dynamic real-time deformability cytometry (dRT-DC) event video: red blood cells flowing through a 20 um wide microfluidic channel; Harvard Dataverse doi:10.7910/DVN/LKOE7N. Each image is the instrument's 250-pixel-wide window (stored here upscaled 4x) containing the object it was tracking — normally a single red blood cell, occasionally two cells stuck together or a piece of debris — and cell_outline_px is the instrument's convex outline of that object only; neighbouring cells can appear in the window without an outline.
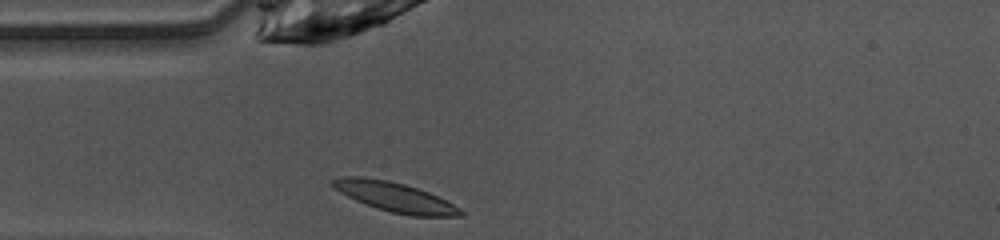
{"species": "common noctule bat (a hibernating species)", "species_latin": "Nyctalus noctula", "temperature_condition": "warm", "stored_images_in_passage": 29, "camera_frame_rate_fps": 3000, "um_per_image_px": 0.085, "animal": {"sex": "female", "body_mass_g": 10.0, "forearm_length_mm": 53.1}, "frame": {"image": 1, "passage_image": 1, "time_ms": 0.0, "image_size_px": [1000, 240], "cell_outline_px": [[464, 216], [412, 216], [392, 212], [376, 208], [356, 200], [340, 192], [332, 184], [332, 180], [344, 176], [360, 176], [388, 180], [404, 184], [428, 192], [460, 208], [464, 212]], "centroid_in_image_um": [33.58, 16.75], "position_along_channel_um": 51.4, "area_um2": 21.62}}
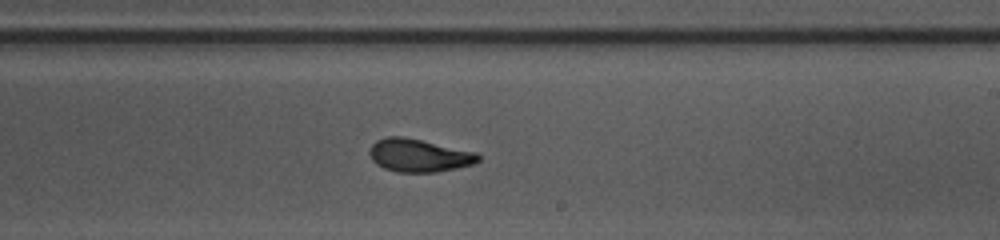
{"frame": {"image": 2, "passage_image": 16, "time_ms": 5.0, "image_size_px": [1000, 240], "cell_outline_px": [[480, 160], [476, 164], [436, 172], [396, 172], [384, 168], [376, 164], [372, 160], [368, 152], [372, 144], [376, 140], [384, 136], [404, 136], [476, 152], [480, 156]], "centroid_in_image_um": [35.59, 13.2], "position_along_channel_um": 253.4, "area_um2": 21.1}}
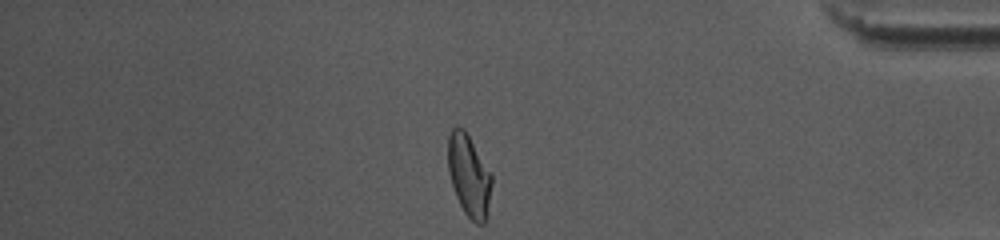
{"frame": {"image": 3, "passage_image": 29, "time_ms": 9.333, "image_size_px": [1000, 240], "cell_outline_px": [[492, 184], [484, 224], [476, 224], [464, 212], [456, 196], [448, 172], [448, 136], [452, 128], [456, 124], [464, 128], [492, 176]], "centroid_in_image_um": [39.83, 14.89], "position_along_channel_um": 395.4, "area_um2": 20.58}, "authors_computed_cell_mechanics": {"area_um2": 20.8658, "velocity_mm_per_s": 4.0971, "shape_relaxation_time_tau1_ms": 4.6093, "shape_relaxation_time_tau2_ms": 1.4489, "deformation_change_tau1": 0.1631, "deformation_change_tau2": 0.0634}}